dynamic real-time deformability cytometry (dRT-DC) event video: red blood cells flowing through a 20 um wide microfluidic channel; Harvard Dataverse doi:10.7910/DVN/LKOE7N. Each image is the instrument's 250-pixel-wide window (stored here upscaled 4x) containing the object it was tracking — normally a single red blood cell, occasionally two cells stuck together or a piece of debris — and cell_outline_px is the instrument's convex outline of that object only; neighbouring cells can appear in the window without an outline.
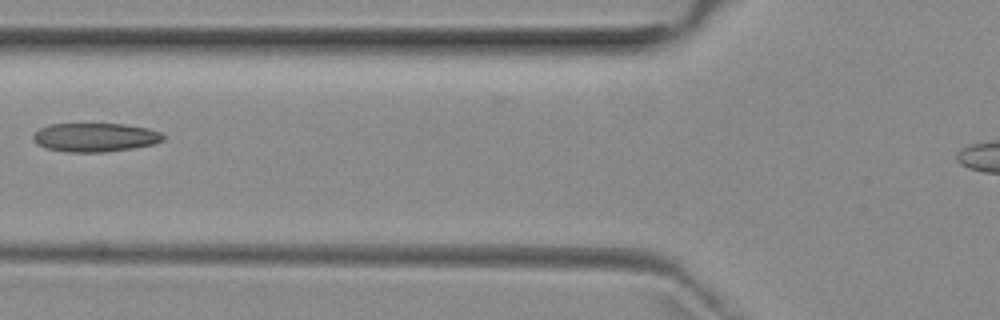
{"species": "common noctule bat (a hibernating species)", "species_latin": "Nyctalus noctula", "temperature_condition": "room temperature", "stored_images_in_passage": 3, "camera_frame_rate_fps": 3000, "um_per_image_px": 0.085, "animal": {"sex": "female", "body_mass_g": 29.2, "forearm_length_mm": 56.3}, "frame": {"image": 1, "passage_image": 3, "time_ms": 2.333, "image_size_px": [1000, 320], "cell_outline_px": [[164, 140], [152, 144], [132, 148], [104, 152], [68, 152], [48, 148], [36, 144], [32, 140], [32, 132], [48, 124], [124, 124], [148, 128], [160, 132], [164, 136]], "centroid_in_image_um": [8.04, 11.67], "position_along_channel_um": 117.8, "area_um2": 21.85}}